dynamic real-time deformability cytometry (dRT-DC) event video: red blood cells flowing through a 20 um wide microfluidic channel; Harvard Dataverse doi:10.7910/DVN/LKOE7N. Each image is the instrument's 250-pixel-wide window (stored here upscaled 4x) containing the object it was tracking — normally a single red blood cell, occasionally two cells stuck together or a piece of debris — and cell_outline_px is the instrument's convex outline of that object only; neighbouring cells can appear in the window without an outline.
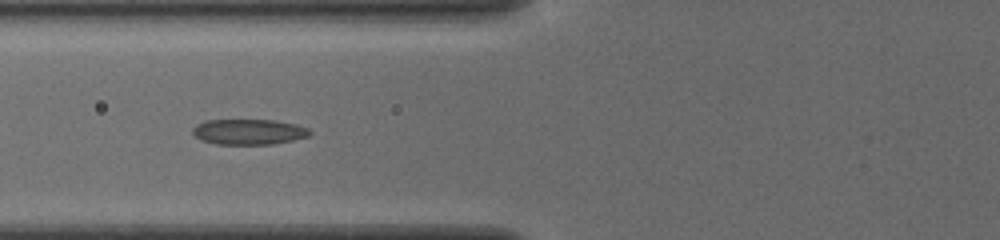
{"species": "common noctule bat (a hibernating species)", "species_latin": "Nyctalus noctula", "temperature_condition": "cold", "stored_images_in_passage": 36, "camera_frame_rate_fps": 3000, "um_per_image_px": 0.085, "animal": {"sex": "female", "body_mass_g": 19.5, "forearm_length_mm": 54.1}, "frame": {"image": 1, "passage_image": 5, "time_ms": 1.333, "image_size_px": [1000, 240], "cell_outline_px": [[312, 132], [308, 136], [292, 140], [272, 144], [216, 144], [200, 140], [192, 132], [192, 128], [196, 124], [204, 120], [272, 120], [296, 124], [308, 128]], "centroid_in_image_um": [21.11, 11.2], "position_along_channel_um": 104.7, "area_um2": 17.4}}
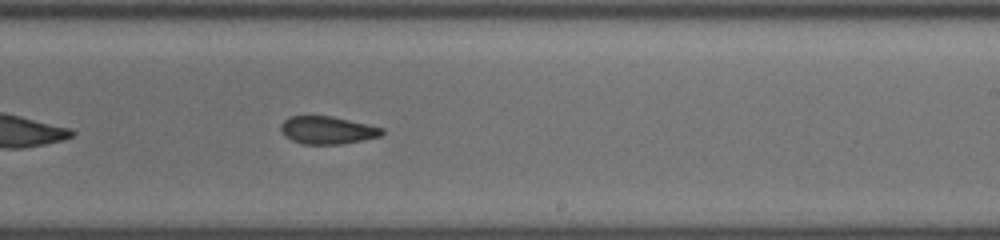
{"frame": {"image": 2, "passage_image": 17, "time_ms": 5.333, "image_size_px": [1000, 240], "cell_outline_px": [[384, 132], [380, 136], [340, 144], [300, 144], [284, 136], [280, 132], [280, 124], [288, 116], [332, 116], [368, 124], [384, 128]], "centroid_in_image_um": [27.78, 11.06], "position_along_channel_um": 261.2, "area_um2": 16.42}}
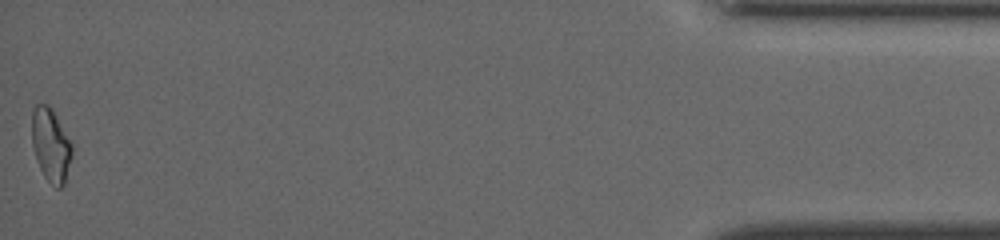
{"frame": {"image": 3, "passage_image": 36, "time_ms": 11.667, "image_size_px": [1000, 240], "cell_outline_px": [[72, 156], [64, 184], [60, 188], [56, 188], [44, 176], [36, 160], [32, 144], [32, 112], [36, 104], [48, 104], [52, 108], [72, 144]], "centroid_in_image_um": [4.32, 12.32], "position_along_channel_um": 430.9, "area_um2": 17.11}, "authors_computed_cell_mechanics": {"area_um2": 16.9354, "velocity_mm_per_s": 3.9131, "shape_relaxation_time_tau1_ms": 7.8195, "shape_relaxation_time_tau2_ms": 2.8801, "deformation_change_tau1": 0.1584, "deformation_change_tau2": 0.0931}}